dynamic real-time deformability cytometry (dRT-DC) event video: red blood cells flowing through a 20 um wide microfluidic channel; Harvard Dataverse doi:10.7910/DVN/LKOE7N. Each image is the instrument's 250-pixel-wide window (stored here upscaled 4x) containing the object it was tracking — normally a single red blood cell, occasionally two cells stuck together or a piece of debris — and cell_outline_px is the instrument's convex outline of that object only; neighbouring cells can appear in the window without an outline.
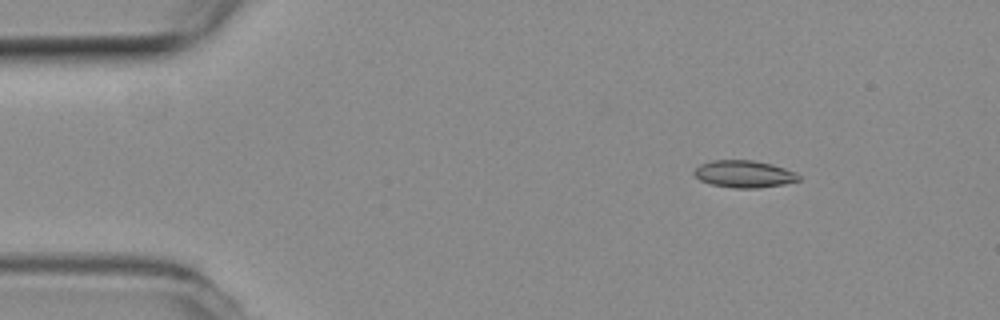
{"species": "common noctule bat (a hibernating species)", "species_latin": "Nyctalus noctula", "temperature_condition": "room temperature", "stored_images_in_passage": 3, "camera_frame_rate_fps": 3000, "um_per_image_px": 0.085, "animal": {"sex": "female", "body_mass_g": 19.3, "forearm_length_mm": 54.1}, "frame": {"image": 1, "passage_image": 2, "time_ms": 0.333, "image_size_px": [1000, 320], "cell_outline_px": [[800, 180], [784, 184], [756, 188], [732, 188], [712, 184], [700, 180], [692, 172], [700, 164], [712, 160], [752, 160], [772, 164], [796, 172], [800, 176]], "centroid_in_image_um": [63.25, 14.79], "position_along_channel_um": 21.8, "area_um2": 16.53}}
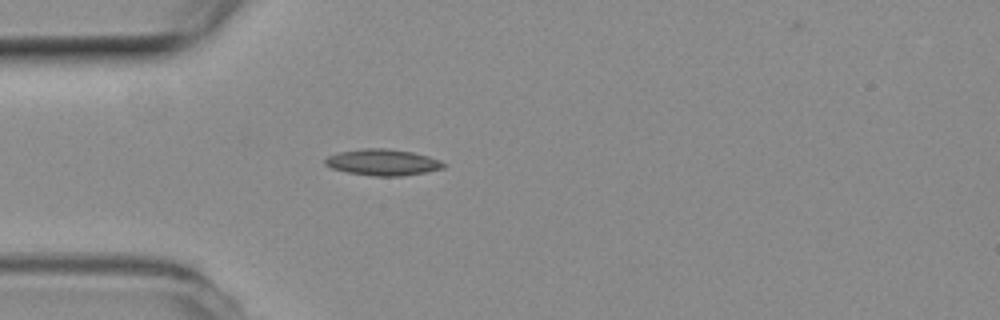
{"frame": {"image": 2, "passage_image": 3, "time_ms": 0.667, "image_size_px": [1000, 320], "cell_outline_px": [[444, 168], [424, 172], [400, 176], [376, 176], [348, 172], [332, 168], [324, 164], [324, 160], [328, 156], [340, 152], [364, 148], [388, 148], [412, 152], [428, 156], [440, 160], [444, 164]], "centroid_in_image_um": [32.52, 13.79], "position_along_channel_um": 52.5, "area_um2": 17.92}}